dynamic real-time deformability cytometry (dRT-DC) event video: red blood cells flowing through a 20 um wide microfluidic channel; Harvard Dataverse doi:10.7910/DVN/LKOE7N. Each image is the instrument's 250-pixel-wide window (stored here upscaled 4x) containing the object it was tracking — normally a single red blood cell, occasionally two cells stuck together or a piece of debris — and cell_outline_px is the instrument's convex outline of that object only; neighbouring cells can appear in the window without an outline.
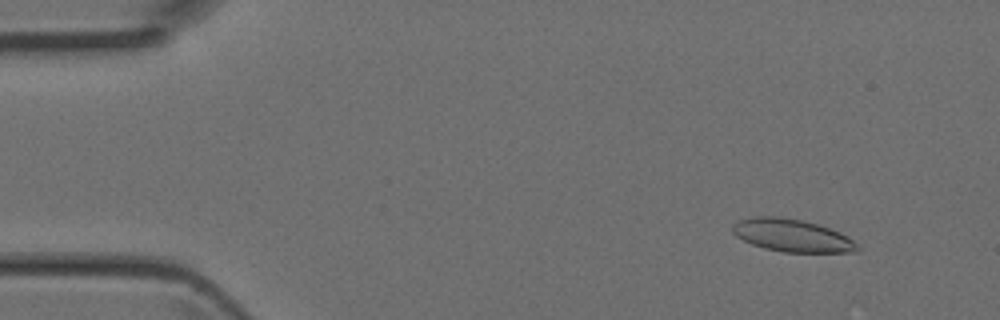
{"species": "Egyptian fruit bat (a non-hibernating species)", "species_latin": "Rousettus aegyptiacus", "temperature_condition": "room temperature", "stored_images_in_passage": 4, "camera_frame_rate_fps": 3000, "um_per_image_px": 0.085, "animal": {"sex": "female"}, "frame": {"image": 1, "passage_image": 1, "time_ms": 0.0, "image_size_px": [1000, 320], "cell_outline_px": [[860, 252], [784, 252], [764, 248], [752, 244], [736, 236], [732, 232], [732, 224], [740, 220], [756, 216], [776, 216], [804, 220], [840, 232], [860, 244]], "centroid_in_image_um": [67.36, 20.02], "position_along_channel_um": 17.6, "area_um2": 23.81}}
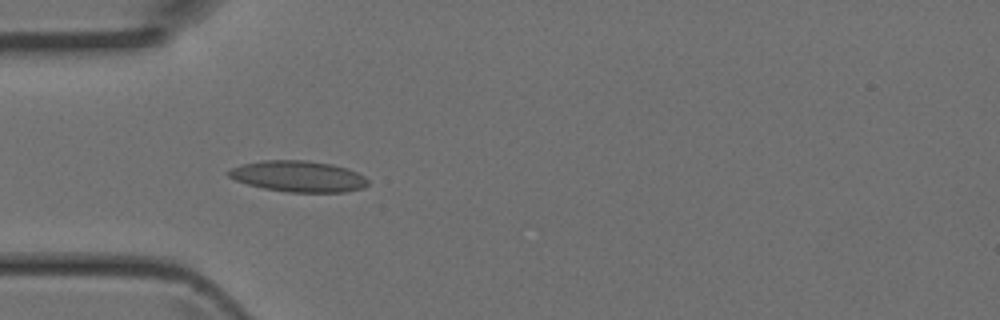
{"frame": {"image": 2, "passage_image": 3, "time_ms": 0.667, "image_size_px": [1000, 320], "cell_outline_px": [[368, 184], [364, 188], [344, 192], [288, 192], [264, 188], [248, 184], [236, 180], [228, 176], [224, 172], [240, 164], [260, 160], [308, 160], [332, 164], [348, 168], [364, 176], [368, 180]], "centroid_in_image_um": [25.34, 14.98], "position_along_channel_um": 59.7, "area_um2": 25.43}}
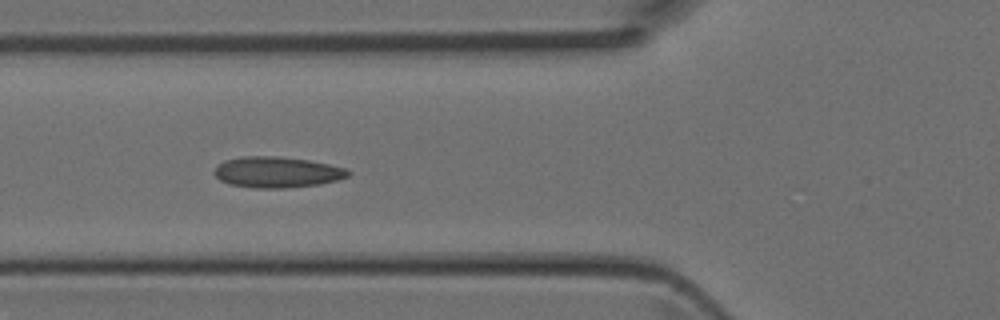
{"frame": {"image": 3, "passage_image": 4, "time_ms": 1.0, "image_size_px": [1000, 320], "cell_outline_px": [[352, 172], [348, 176], [336, 180], [320, 184], [284, 188], [256, 188], [228, 184], [220, 180], [212, 172], [216, 164], [224, 160], [240, 156], [280, 156], [308, 160], [328, 164], [344, 168]], "centroid_in_image_um": [23.48, 14.62], "position_along_channel_um": 102.3, "area_um2": 24.28}}